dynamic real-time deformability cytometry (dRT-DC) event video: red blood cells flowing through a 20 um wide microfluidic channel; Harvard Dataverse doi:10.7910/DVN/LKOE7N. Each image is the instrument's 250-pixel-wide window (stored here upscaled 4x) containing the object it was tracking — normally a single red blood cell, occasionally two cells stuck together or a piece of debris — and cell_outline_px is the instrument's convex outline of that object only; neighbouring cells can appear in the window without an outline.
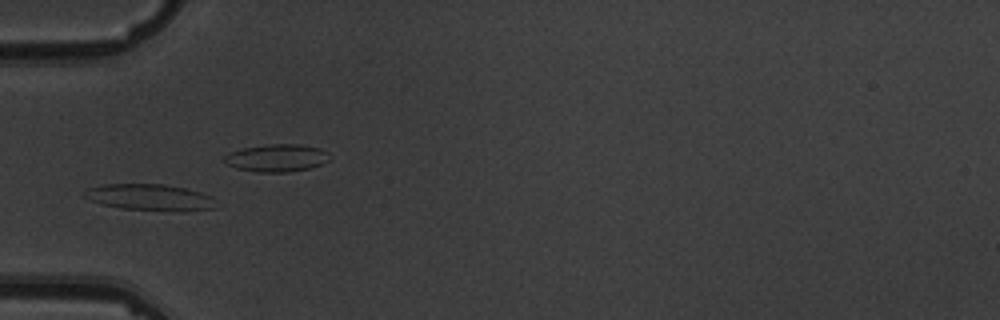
{"species": "common noctule bat (a hibernating species)", "species_latin": "Nyctalus noctula", "temperature_condition": "warm", "stored_images_in_passage": 11, "camera_frame_rate_fps": 3000, "um_per_image_px": 0.085, "animal": {"sex": "male", "body_mass_g": 19.5, "forearm_length_mm": 54.6}, "frame": {"image": 1, "passage_image": 5, "time_ms": 5.667, "image_size_px": [1000, 320], "cell_outline_px": [[212, 208], [120, 208], [100, 204], [84, 196], [84, 192], [88, 188], [104, 184], [164, 184], [184, 188], [200, 192], [208, 196]], "centroid_in_image_um": [12.51, 16.7], "position_along_channel_um": 72.5, "area_um2": 18.5}}